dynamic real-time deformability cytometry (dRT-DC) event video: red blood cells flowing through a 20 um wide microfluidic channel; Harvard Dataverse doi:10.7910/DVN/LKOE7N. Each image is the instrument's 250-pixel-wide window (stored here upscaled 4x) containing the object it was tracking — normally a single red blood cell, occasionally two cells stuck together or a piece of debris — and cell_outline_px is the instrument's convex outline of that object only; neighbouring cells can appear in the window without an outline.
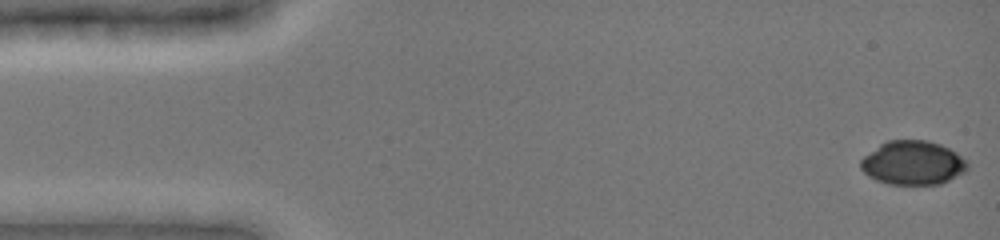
{"species": "common noctule bat (a hibernating species)", "species_latin": "Nyctalus noctula", "temperature_condition": "cold", "stored_images_in_passage": 48, "camera_frame_rate_fps": 3000, "um_per_image_px": 0.085, "animal": {"sex": "female", "body_mass_g": 19.0, "forearm_length_mm": 51.5}, "frame": {"image": 1, "passage_image": 1, "time_ms": 0.0, "image_size_px": [1000, 240], "cell_outline_px": [[968, 168], [964, 172], [940, 184], [888, 184], [876, 180], [868, 176], [860, 168], [860, 160], [864, 156], [880, 144], [888, 140], [928, 140], [940, 144], [956, 152], [968, 164]], "centroid_in_image_um": [77.56, 13.84], "position_along_channel_um": 7.4, "area_um2": 27.22}}
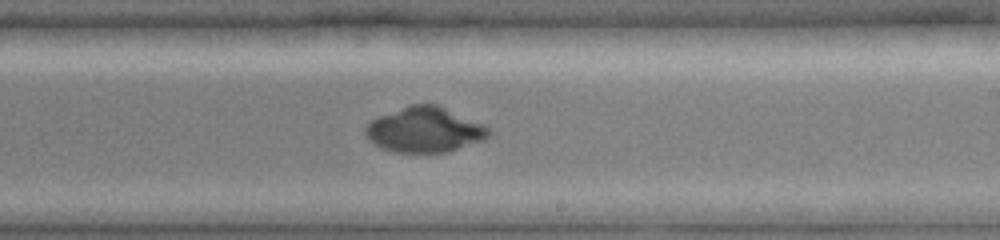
{"frame": {"image": 2, "passage_image": 29, "time_ms": 9.333, "image_size_px": [1000, 240], "cell_outline_px": [[492, 132], [484, 140], [448, 152], [392, 152], [376, 144], [364, 136], [364, 128], [376, 116], [412, 104], [436, 104], [484, 124]], "centroid_in_image_um": [36.09, 11.03], "position_along_channel_um": 252.9, "area_um2": 32.43}}
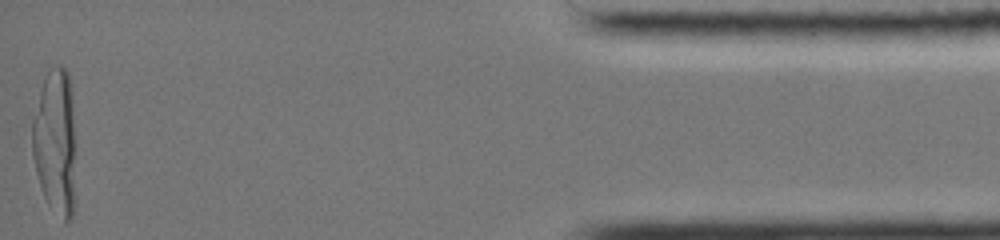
{"frame": {"image": 3, "passage_image": 48, "time_ms": 15.667, "image_size_px": [1000, 240], "cell_outline_px": [[72, 216], [68, 220], [64, 220], [48, 204], [44, 196], [36, 172], [32, 156], [32, 120], [40, 92], [48, 68], [56, 64], [60, 64], [68, 72], [72, 104]], "centroid_in_image_um": [4.63, 11.96], "position_along_channel_um": 430.6, "area_um2": 35.43}}